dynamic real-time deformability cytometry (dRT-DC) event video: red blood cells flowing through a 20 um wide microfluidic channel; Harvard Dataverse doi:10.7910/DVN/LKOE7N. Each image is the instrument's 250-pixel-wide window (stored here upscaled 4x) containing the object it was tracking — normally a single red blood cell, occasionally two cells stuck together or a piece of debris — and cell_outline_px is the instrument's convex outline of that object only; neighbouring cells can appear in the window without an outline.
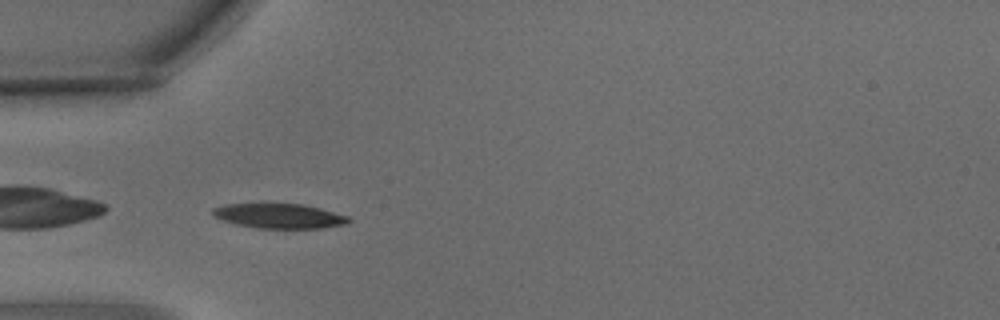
{"species": "common noctule bat (a hibernating species)", "species_latin": "Nyctalus noctula", "temperature_condition": "warm", "stored_images_in_passage": 4, "camera_frame_rate_fps": 3000, "um_per_image_px": 0.085, "animal": {"sex": "male", "body_mass_g": 15.6}, "frame": {"image": 1, "passage_image": 4, "time_ms": 1.0, "image_size_px": [1000, 320], "cell_outline_px": [[352, 220], [348, 224], [324, 228], [256, 228], [236, 224], [212, 216], [212, 208], [224, 204], [304, 204], [320, 208], [348, 216]], "centroid_in_image_um": [23.76, 18.36], "position_along_channel_um": 61.2, "area_um2": 19.65}}